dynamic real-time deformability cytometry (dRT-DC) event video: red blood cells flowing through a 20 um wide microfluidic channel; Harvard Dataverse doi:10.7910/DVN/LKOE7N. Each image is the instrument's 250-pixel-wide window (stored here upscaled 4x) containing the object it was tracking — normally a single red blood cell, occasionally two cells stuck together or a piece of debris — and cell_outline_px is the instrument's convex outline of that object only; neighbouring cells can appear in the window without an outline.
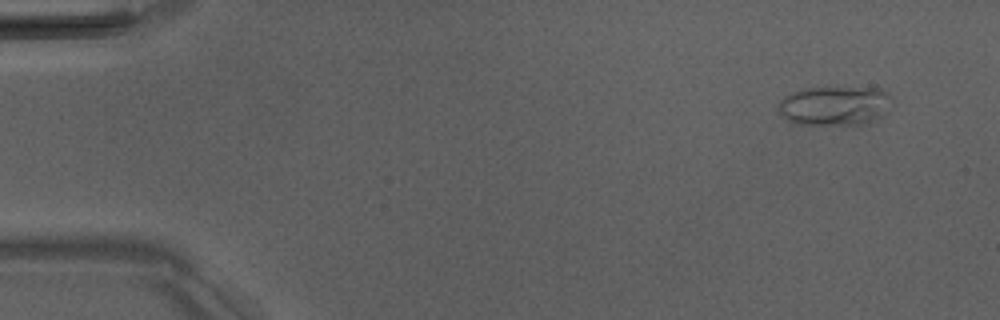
{"species": "Egyptian fruit bat (a non-hibernating species)", "species_latin": "Rousettus aegyptiacus", "temperature_condition": "room temperature", "stored_images_in_passage": 47, "camera_frame_rate_fps": 3000, "um_per_image_px": 0.085, "animal": {"sex": "male"}, "frame": {"image": 1, "passage_image": 1, "time_ms": 0.0, "image_size_px": [1000, 320], "cell_outline_px": [[892, 100], [888, 112], [884, 116], [864, 124], [796, 124], [788, 120], [780, 112], [780, 100], [784, 96], [792, 92], [804, 88], [880, 88], [888, 92], [892, 96]], "centroid_in_image_um": [71.02, 8.98], "position_along_channel_um": 14.0, "area_um2": 26.07}}
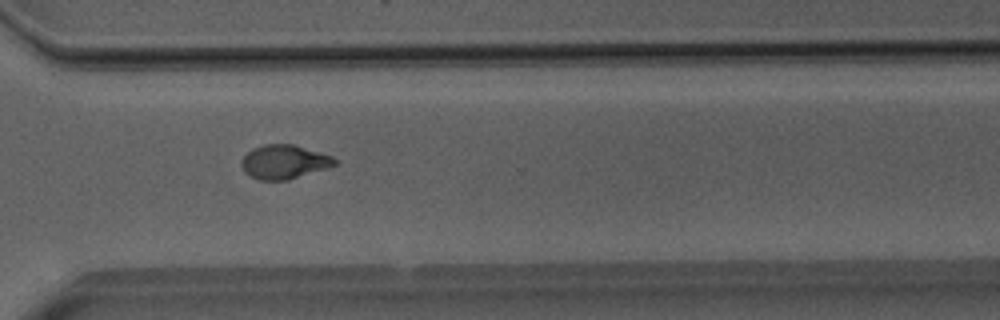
{"frame": {"image": 2, "passage_image": 35, "time_ms": 11.333, "image_size_px": [1000, 320], "cell_outline_px": [[336, 164], [328, 168], [288, 180], [260, 180], [244, 172], [240, 164], [240, 160], [252, 148], [264, 144], [292, 144], [332, 156], [336, 160]], "centroid_in_image_um": [24.13, 13.76], "position_along_channel_um": 346.5, "area_um2": 18.44}}
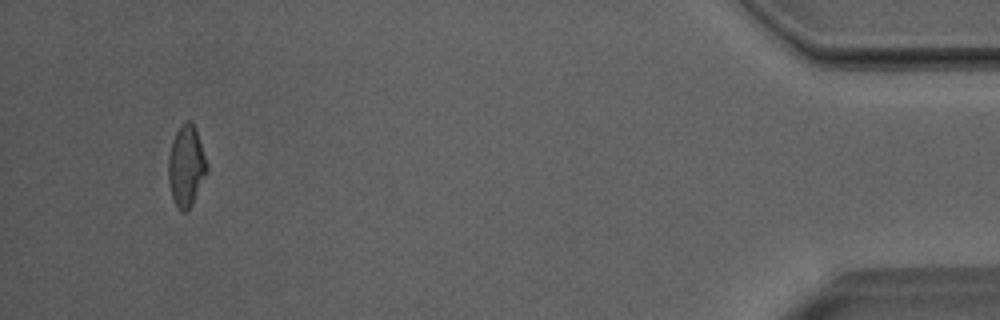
{"frame": {"image": 3, "passage_image": 46, "time_ms": 15.0, "image_size_px": [1000, 320], "cell_outline_px": [[208, 172], [192, 204], [184, 212], [180, 212], [176, 208], [172, 200], [168, 180], [168, 156], [176, 132], [180, 124], [184, 120], [188, 120], [196, 128], [208, 164]], "centroid_in_image_um": [15.83, 14.13], "position_along_channel_um": 419.4, "area_um2": 18.5}}